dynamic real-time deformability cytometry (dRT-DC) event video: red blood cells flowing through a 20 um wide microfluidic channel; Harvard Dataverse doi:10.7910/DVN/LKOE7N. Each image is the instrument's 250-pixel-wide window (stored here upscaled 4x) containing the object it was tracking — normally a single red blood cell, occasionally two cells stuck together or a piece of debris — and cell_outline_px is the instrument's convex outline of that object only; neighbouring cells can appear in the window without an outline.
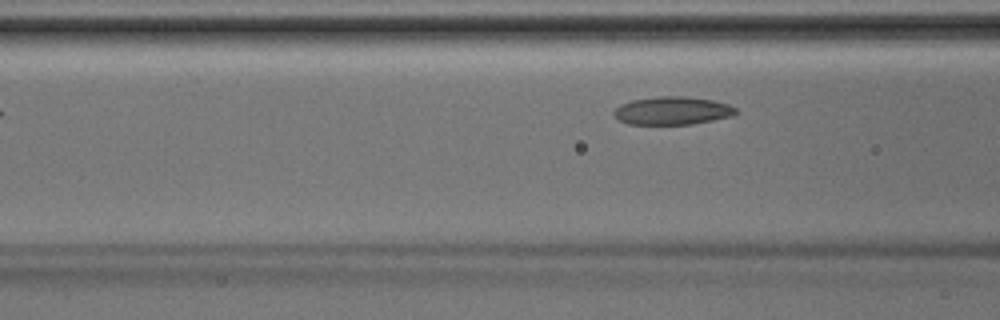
{"species": "Egyptian fruit bat (a non-hibernating species)", "species_latin": "Rousettus aegyptiacus", "temperature_condition": "room temperature", "stored_images_in_passage": 4, "camera_frame_rate_fps": 3000, "um_per_image_px": 0.085, "animal": {"sex": "male"}, "frame": {"image": 1, "passage_image": 3, "time_ms": 0.667, "image_size_px": [1000, 320], "cell_outline_px": [[736, 112], [732, 116], [692, 124], [628, 124], [620, 120], [612, 112], [620, 104], [632, 100], [656, 96], [688, 96], [712, 100], [728, 104], [736, 108]], "centroid_in_image_um": [57.14, 9.4], "position_along_channel_um": 109.5, "area_um2": 19.88}}
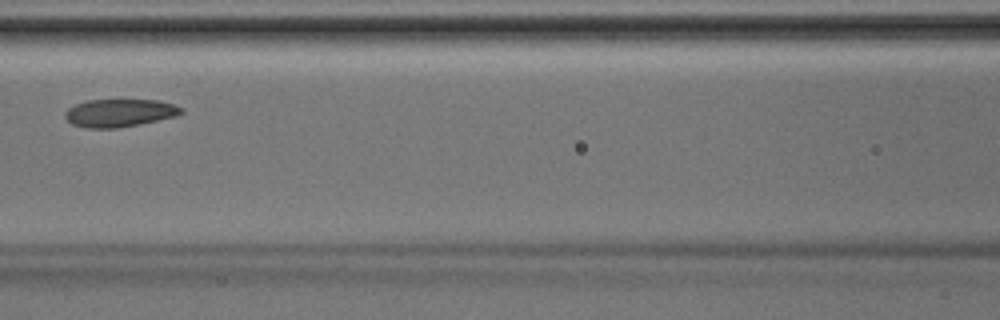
{"frame": {"image": 2, "passage_image": 4, "time_ms": 1.0, "image_size_px": [1000, 320], "cell_outline_px": [[184, 112], [176, 116], [116, 128], [84, 128], [72, 124], [64, 116], [64, 112], [68, 108], [76, 104], [88, 100], [156, 100], [172, 104], [184, 108]], "centroid_in_image_um": [10.13, 9.59], "position_along_channel_um": 156.5, "area_um2": 18.67}}